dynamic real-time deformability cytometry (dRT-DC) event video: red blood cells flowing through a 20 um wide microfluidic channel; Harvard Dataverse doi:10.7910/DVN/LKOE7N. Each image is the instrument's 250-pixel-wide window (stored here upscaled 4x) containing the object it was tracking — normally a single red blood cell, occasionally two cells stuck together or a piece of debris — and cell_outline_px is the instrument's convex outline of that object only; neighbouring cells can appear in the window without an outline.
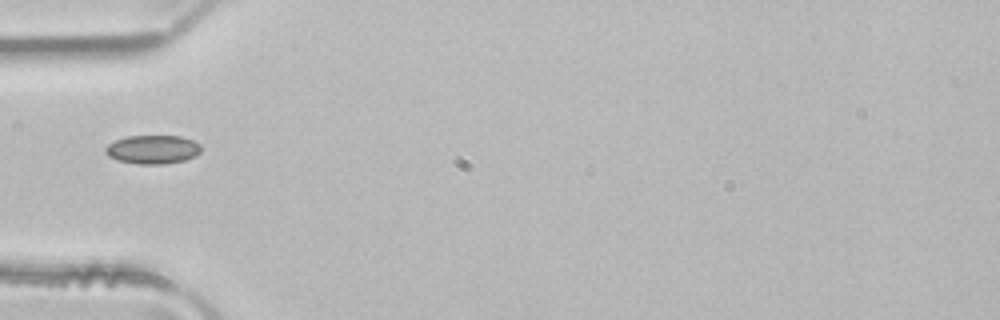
{"species": "common noctule bat (a hibernating species)", "species_latin": "Nyctalus noctula", "temperature_condition": "room temperature", "stored_images_in_passage": 4, "camera_frame_rate_fps": 3000, "um_per_image_px": 0.085, "animal": {"sex": "male", "body_mass_g": 21.5, "forearm_length_mm": 52.0}, "frame": {"image": 1, "passage_image": 4, "time_ms": 1.0, "image_size_px": [1000, 320], "cell_outline_px": [[200, 152], [196, 156], [184, 160], [164, 164], [136, 164], [116, 160], [108, 156], [104, 152], [104, 148], [108, 144], [116, 140], [128, 136], [180, 136], [192, 140], [200, 144]], "centroid_in_image_um": [12.95, 12.71], "position_along_channel_um": 72.0, "area_um2": 16.07}}